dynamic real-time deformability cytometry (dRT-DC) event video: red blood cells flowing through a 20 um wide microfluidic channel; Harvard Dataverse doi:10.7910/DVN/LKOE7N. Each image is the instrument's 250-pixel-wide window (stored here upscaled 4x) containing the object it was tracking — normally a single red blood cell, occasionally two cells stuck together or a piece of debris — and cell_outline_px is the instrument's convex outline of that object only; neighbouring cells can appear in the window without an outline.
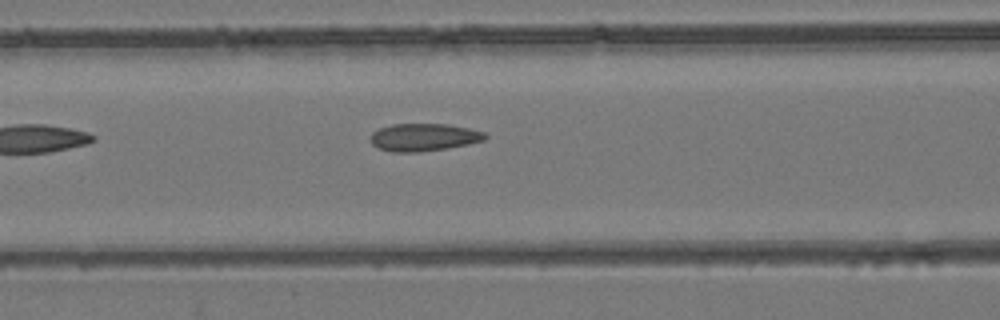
{"species": "common noctule bat (a hibernating species)", "species_latin": "Nyctalus noctula", "temperature_condition": "room temperature", "stored_images_in_passage": 9, "camera_frame_rate_fps": 3000, "um_per_image_px": 0.085, "animal": {"sex": "female", "body_mass_g": 24.6, "forearm_length_mm": 56.2}, "frame": {"image": 1, "passage_image": 6, "time_ms": 1.667, "image_size_px": [1000, 320], "cell_outline_px": [[488, 136], [484, 140], [468, 144], [448, 148], [420, 152], [392, 152], [376, 148], [372, 144], [372, 132], [380, 128], [392, 124], [448, 124], [468, 128], [484, 132]], "centroid_in_image_um": [36.02, 11.67], "position_along_channel_um": 130.6, "area_um2": 18.44}}